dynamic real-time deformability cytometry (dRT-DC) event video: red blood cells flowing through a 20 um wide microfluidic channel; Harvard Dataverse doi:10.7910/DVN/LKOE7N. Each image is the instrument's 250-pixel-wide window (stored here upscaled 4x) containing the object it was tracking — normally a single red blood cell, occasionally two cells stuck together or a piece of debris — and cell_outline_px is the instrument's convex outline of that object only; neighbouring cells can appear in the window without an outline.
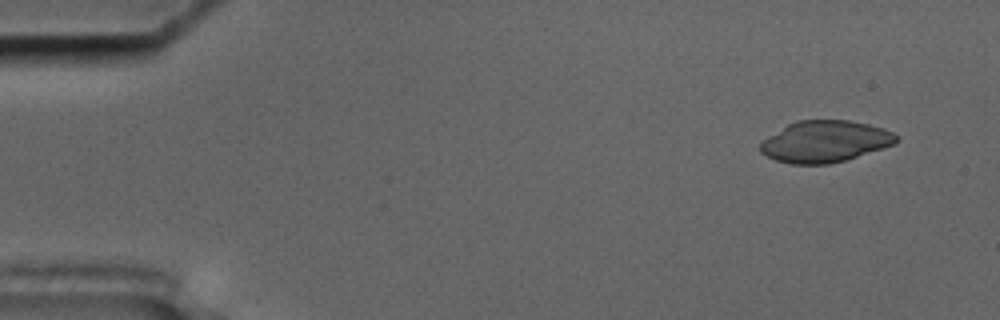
{"species": "common noctule bat (a hibernating species)", "species_latin": "Nyctalus noctula", "temperature_condition": "cold", "stored_images_in_passage": 13, "camera_frame_rate_fps": 3000, "um_per_image_px": 0.085, "animal": {"sex": "male", "body_mass_g": 17.5, "forearm_length_mm": 52.3}, "frame": {"image": 1, "passage_image": 4, "time_ms": 1.0, "image_size_px": [1000, 320], "cell_outline_px": [[896, 140], [888, 144], [840, 160], [816, 164], [804, 164], [780, 160], [764, 152], [764, 148], [808, 120], [840, 120], [860, 124], [876, 128], [896, 136]], "centroid_in_image_um": [70.31, 12.06], "position_along_channel_um": 14.7, "area_um2": 27.74}}